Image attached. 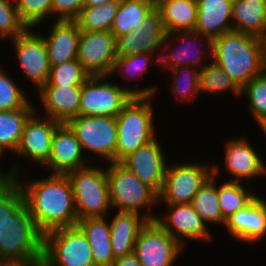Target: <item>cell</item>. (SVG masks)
<instances>
[{
  "label": "cell",
  "instance_id": "obj_35",
  "mask_svg": "<svg viewBox=\"0 0 266 266\" xmlns=\"http://www.w3.org/2000/svg\"><path fill=\"white\" fill-rule=\"evenodd\" d=\"M241 95L248 99V109L263 129L266 126V70L259 76L253 77L241 89Z\"/></svg>",
  "mask_w": 266,
  "mask_h": 266
},
{
  "label": "cell",
  "instance_id": "obj_51",
  "mask_svg": "<svg viewBox=\"0 0 266 266\" xmlns=\"http://www.w3.org/2000/svg\"><path fill=\"white\" fill-rule=\"evenodd\" d=\"M262 130H263V132H264V134L266 136V126Z\"/></svg>",
  "mask_w": 266,
  "mask_h": 266
},
{
  "label": "cell",
  "instance_id": "obj_10",
  "mask_svg": "<svg viewBox=\"0 0 266 266\" xmlns=\"http://www.w3.org/2000/svg\"><path fill=\"white\" fill-rule=\"evenodd\" d=\"M178 163L167 166L158 205L191 203L200 187L213 175L209 164Z\"/></svg>",
  "mask_w": 266,
  "mask_h": 266
},
{
  "label": "cell",
  "instance_id": "obj_45",
  "mask_svg": "<svg viewBox=\"0 0 266 266\" xmlns=\"http://www.w3.org/2000/svg\"><path fill=\"white\" fill-rule=\"evenodd\" d=\"M3 155V152L0 150V157ZM14 167H12V169L10 168L8 170V172L6 173H2L1 170H0V183H4V182H7V181H10L14 178H20L19 173L20 172V168L22 169V167H19L21 166L19 163L18 164H14L13 165Z\"/></svg>",
  "mask_w": 266,
  "mask_h": 266
},
{
  "label": "cell",
  "instance_id": "obj_36",
  "mask_svg": "<svg viewBox=\"0 0 266 266\" xmlns=\"http://www.w3.org/2000/svg\"><path fill=\"white\" fill-rule=\"evenodd\" d=\"M172 92L179 101H198L200 70L191 66H183L173 69ZM180 97V98H179Z\"/></svg>",
  "mask_w": 266,
  "mask_h": 266
},
{
  "label": "cell",
  "instance_id": "obj_6",
  "mask_svg": "<svg viewBox=\"0 0 266 266\" xmlns=\"http://www.w3.org/2000/svg\"><path fill=\"white\" fill-rule=\"evenodd\" d=\"M71 181L78 221L105 217L110 210L107 168L86 166L67 174Z\"/></svg>",
  "mask_w": 266,
  "mask_h": 266
},
{
  "label": "cell",
  "instance_id": "obj_38",
  "mask_svg": "<svg viewBox=\"0 0 266 266\" xmlns=\"http://www.w3.org/2000/svg\"><path fill=\"white\" fill-rule=\"evenodd\" d=\"M89 75L77 59L51 66L49 78L43 86H82Z\"/></svg>",
  "mask_w": 266,
  "mask_h": 266
},
{
  "label": "cell",
  "instance_id": "obj_39",
  "mask_svg": "<svg viewBox=\"0 0 266 266\" xmlns=\"http://www.w3.org/2000/svg\"><path fill=\"white\" fill-rule=\"evenodd\" d=\"M53 0H15L17 14L26 28L40 25L48 15L51 16Z\"/></svg>",
  "mask_w": 266,
  "mask_h": 266
},
{
  "label": "cell",
  "instance_id": "obj_30",
  "mask_svg": "<svg viewBox=\"0 0 266 266\" xmlns=\"http://www.w3.org/2000/svg\"><path fill=\"white\" fill-rule=\"evenodd\" d=\"M37 108H22L19 110L0 111V150L16 152L29 117Z\"/></svg>",
  "mask_w": 266,
  "mask_h": 266
},
{
  "label": "cell",
  "instance_id": "obj_21",
  "mask_svg": "<svg viewBox=\"0 0 266 266\" xmlns=\"http://www.w3.org/2000/svg\"><path fill=\"white\" fill-rule=\"evenodd\" d=\"M142 215L135 212L116 211L109 223L110 242L114 259L134 253V246L141 228L147 221H155L156 215L152 211H142Z\"/></svg>",
  "mask_w": 266,
  "mask_h": 266
},
{
  "label": "cell",
  "instance_id": "obj_7",
  "mask_svg": "<svg viewBox=\"0 0 266 266\" xmlns=\"http://www.w3.org/2000/svg\"><path fill=\"white\" fill-rule=\"evenodd\" d=\"M107 178L111 207L117 211L141 215L144 208L158 204V196L120 162L110 164Z\"/></svg>",
  "mask_w": 266,
  "mask_h": 266
},
{
  "label": "cell",
  "instance_id": "obj_5",
  "mask_svg": "<svg viewBox=\"0 0 266 266\" xmlns=\"http://www.w3.org/2000/svg\"><path fill=\"white\" fill-rule=\"evenodd\" d=\"M154 97H132L115 117L117 123V143L115 162H121L137 149L156 138L154 110L151 99Z\"/></svg>",
  "mask_w": 266,
  "mask_h": 266
},
{
  "label": "cell",
  "instance_id": "obj_33",
  "mask_svg": "<svg viewBox=\"0 0 266 266\" xmlns=\"http://www.w3.org/2000/svg\"><path fill=\"white\" fill-rule=\"evenodd\" d=\"M241 182L225 181L221 186H217L218 201L222 217L226 220L238 210L247 206L256 195Z\"/></svg>",
  "mask_w": 266,
  "mask_h": 266
},
{
  "label": "cell",
  "instance_id": "obj_40",
  "mask_svg": "<svg viewBox=\"0 0 266 266\" xmlns=\"http://www.w3.org/2000/svg\"><path fill=\"white\" fill-rule=\"evenodd\" d=\"M152 58L153 55H151V53H138L130 56H117L110 73V78L112 75V77H114L117 72H121L120 74L124 76V79H127V82L134 76L136 77V80H139L142 75L148 73L147 67H149V62L152 61L153 63V60L155 59Z\"/></svg>",
  "mask_w": 266,
  "mask_h": 266
},
{
  "label": "cell",
  "instance_id": "obj_42",
  "mask_svg": "<svg viewBox=\"0 0 266 266\" xmlns=\"http://www.w3.org/2000/svg\"><path fill=\"white\" fill-rule=\"evenodd\" d=\"M25 29L18 17L15 0H0V38L14 39Z\"/></svg>",
  "mask_w": 266,
  "mask_h": 266
},
{
  "label": "cell",
  "instance_id": "obj_47",
  "mask_svg": "<svg viewBox=\"0 0 266 266\" xmlns=\"http://www.w3.org/2000/svg\"><path fill=\"white\" fill-rule=\"evenodd\" d=\"M121 0H84V6H97L107 2H114Z\"/></svg>",
  "mask_w": 266,
  "mask_h": 266
},
{
  "label": "cell",
  "instance_id": "obj_44",
  "mask_svg": "<svg viewBox=\"0 0 266 266\" xmlns=\"http://www.w3.org/2000/svg\"><path fill=\"white\" fill-rule=\"evenodd\" d=\"M171 37H170V34H166V37L164 39V42L161 43L160 45H158L152 52H151V55H155L156 54V60L158 62V65H162L161 67H165L169 69V71H172L173 70V67H172V63L170 61V53H169V48L167 46V44H172L171 41H173L174 39L170 40ZM162 50V52L160 54L159 51ZM158 52V53H157ZM168 65V66H167Z\"/></svg>",
  "mask_w": 266,
  "mask_h": 266
},
{
  "label": "cell",
  "instance_id": "obj_46",
  "mask_svg": "<svg viewBox=\"0 0 266 266\" xmlns=\"http://www.w3.org/2000/svg\"><path fill=\"white\" fill-rule=\"evenodd\" d=\"M112 266H142L137 256L132 253L121 258L115 259Z\"/></svg>",
  "mask_w": 266,
  "mask_h": 266
},
{
  "label": "cell",
  "instance_id": "obj_48",
  "mask_svg": "<svg viewBox=\"0 0 266 266\" xmlns=\"http://www.w3.org/2000/svg\"><path fill=\"white\" fill-rule=\"evenodd\" d=\"M28 266H51L46 260L43 258L31 262Z\"/></svg>",
  "mask_w": 266,
  "mask_h": 266
},
{
  "label": "cell",
  "instance_id": "obj_16",
  "mask_svg": "<svg viewBox=\"0 0 266 266\" xmlns=\"http://www.w3.org/2000/svg\"><path fill=\"white\" fill-rule=\"evenodd\" d=\"M166 207L169 212L164 213L162 218L157 215L156 222L181 245L186 246L184 238L197 241L211 240L210 228L193 209L191 203L166 205Z\"/></svg>",
  "mask_w": 266,
  "mask_h": 266
},
{
  "label": "cell",
  "instance_id": "obj_27",
  "mask_svg": "<svg viewBox=\"0 0 266 266\" xmlns=\"http://www.w3.org/2000/svg\"><path fill=\"white\" fill-rule=\"evenodd\" d=\"M106 217L86 218L76 226L84 233L92 250L95 266H112L114 256L110 242V226Z\"/></svg>",
  "mask_w": 266,
  "mask_h": 266
},
{
  "label": "cell",
  "instance_id": "obj_1",
  "mask_svg": "<svg viewBox=\"0 0 266 266\" xmlns=\"http://www.w3.org/2000/svg\"><path fill=\"white\" fill-rule=\"evenodd\" d=\"M16 179L30 215L43 235L54 229L76 226L73 189L67 175L50 174L30 182Z\"/></svg>",
  "mask_w": 266,
  "mask_h": 266
},
{
  "label": "cell",
  "instance_id": "obj_23",
  "mask_svg": "<svg viewBox=\"0 0 266 266\" xmlns=\"http://www.w3.org/2000/svg\"><path fill=\"white\" fill-rule=\"evenodd\" d=\"M81 30L76 21H55L44 42L50 67L77 59Z\"/></svg>",
  "mask_w": 266,
  "mask_h": 266
},
{
  "label": "cell",
  "instance_id": "obj_2",
  "mask_svg": "<svg viewBox=\"0 0 266 266\" xmlns=\"http://www.w3.org/2000/svg\"><path fill=\"white\" fill-rule=\"evenodd\" d=\"M242 89L266 70V40L251 34L230 31L213 39V58Z\"/></svg>",
  "mask_w": 266,
  "mask_h": 266
},
{
  "label": "cell",
  "instance_id": "obj_32",
  "mask_svg": "<svg viewBox=\"0 0 266 266\" xmlns=\"http://www.w3.org/2000/svg\"><path fill=\"white\" fill-rule=\"evenodd\" d=\"M120 1L84 6L75 20L81 31H111Z\"/></svg>",
  "mask_w": 266,
  "mask_h": 266
},
{
  "label": "cell",
  "instance_id": "obj_19",
  "mask_svg": "<svg viewBox=\"0 0 266 266\" xmlns=\"http://www.w3.org/2000/svg\"><path fill=\"white\" fill-rule=\"evenodd\" d=\"M166 31L159 10L154 8L138 28L116 39L117 56L151 53L164 42Z\"/></svg>",
  "mask_w": 266,
  "mask_h": 266
},
{
  "label": "cell",
  "instance_id": "obj_34",
  "mask_svg": "<svg viewBox=\"0 0 266 266\" xmlns=\"http://www.w3.org/2000/svg\"><path fill=\"white\" fill-rule=\"evenodd\" d=\"M211 61V63L207 64L206 67L200 71L199 91L207 92L212 95L231 91L235 96L239 97L241 95V89L235 84L227 72L213 60Z\"/></svg>",
  "mask_w": 266,
  "mask_h": 266
},
{
  "label": "cell",
  "instance_id": "obj_41",
  "mask_svg": "<svg viewBox=\"0 0 266 266\" xmlns=\"http://www.w3.org/2000/svg\"><path fill=\"white\" fill-rule=\"evenodd\" d=\"M25 204L17 179L0 183V227Z\"/></svg>",
  "mask_w": 266,
  "mask_h": 266
},
{
  "label": "cell",
  "instance_id": "obj_22",
  "mask_svg": "<svg viewBox=\"0 0 266 266\" xmlns=\"http://www.w3.org/2000/svg\"><path fill=\"white\" fill-rule=\"evenodd\" d=\"M38 91L45 117L63 124L79 116L81 86H42Z\"/></svg>",
  "mask_w": 266,
  "mask_h": 266
},
{
  "label": "cell",
  "instance_id": "obj_26",
  "mask_svg": "<svg viewBox=\"0 0 266 266\" xmlns=\"http://www.w3.org/2000/svg\"><path fill=\"white\" fill-rule=\"evenodd\" d=\"M231 22L232 31L266 40V0H234Z\"/></svg>",
  "mask_w": 266,
  "mask_h": 266
},
{
  "label": "cell",
  "instance_id": "obj_15",
  "mask_svg": "<svg viewBox=\"0 0 266 266\" xmlns=\"http://www.w3.org/2000/svg\"><path fill=\"white\" fill-rule=\"evenodd\" d=\"M37 113L38 111H35L27 120L15 153L43 167L50 159L52 139L61 123L49 117L42 118Z\"/></svg>",
  "mask_w": 266,
  "mask_h": 266
},
{
  "label": "cell",
  "instance_id": "obj_11",
  "mask_svg": "<svg viewBox=\"0 0 266 266\" xmlns=\"http://www.w3.org/2000/svg\"><path fill=\"white\" fill-rule=\"evenodd\" d=\"M183 248L155 220L147 221L139 231L134 254L142 266H173Z\"/></svg>",
  "mask_w": 266,
  "mask_h": 266
},
{
  "label": "cell",
  "instance_id": "obj_13",
  "mask_svg": "<svg viewBox=\"0 0 266 266\" xmlns=\"http://www.w3.org/2000/svg\"><path fill=\"white\" fill-rule=\"evenodd\" d=\"M26 28L19 36L12 39L17 61L25 77L39 90L49 78L50 64L44 35L36 34ZM33 31V32H32Z\"/></svg>",
  "mask_w": 266,
  "mask_h": 266
},
{
  "label": "cell",
  "instance_id": "obj_28",
  "mask_svg": "<svg viewBox=\"0 0 266 266\" xmlns=\"http://www.w3.org/2000/svg\"><path fill=\"white\" fill-rule=\"evenodd\" d=\"M159 10L166 34L194 31L197 24V0H169L160 4Z\"/></svg>",
  "mask_w": 266,
  "mask_h": 266
},
{
  "label": "cell",
  "instance_id": "obj_9",
  "mask_svg": "<svg viewBox=\"0 0 266 266\" xmlns=\"http://www.w3.org/2000/svg\"><path fill=\"white\" fill-rule=\"evenodd\" d=\"M66 124L75 133L84 155L90 151L101 156L108 164L115 162L117 143L115 117L79 115Z\"/></svg>",
  "mask_w": 266,
  "mask_h": 266
},
{
  "label": "cell",
  "instance_id": "obj_24",
  "mask_svg": "<svg viewBox=\"0 0 266 266\" xmlns=\"http://www.w3.org/2000/svg\"><path fill=\"white\" fill-rule=\"evenodd\" d=\"M234 0H197L198 14L194 31L215 39L232 31Z\"/></svg>",
  "mask_w": 266,
  "mask_h": 266
},
{
  "label": "cell",
  "instance_id": "obj_3",
  "mask_svg": "<svg viewBox=\"0 0 266 266\" xmlns=\"http://www.w3.org/2000/svg\"><path fill=\"white\" fill-rule=\"evenodd\" d=\"M43 257V234L24 204L0 227V263L28 266Z\"/></svg>",
  "mask_w": 266,
  "mask_h": 266
},
{
  "label": "cell",
  "instance_id": "obj_29",
  "mask_svg": "<svg viewBox=\"0 0 266 266\" xmlns=\"http://www.w3.org/2000/svg\"><path fill=\"white\" fill-rule=\"evenodd\" d=\"M213 175L204 182L199 191L193 197L191 202L193 209L206 222L215 224H225L222 217L221 209L218 201L216 177L220 174L218 164L213 165Z\"/></svg>",
  "mask_w": 266,
  "mask_h": 266
},
{
  "label": "cell",
  "instance_id": "obj_43",
  "mask_svg": "<svg viewBox=\"0 0 266 266\" xmlns=\"http://www.w3.org/2000/svg\"><path fill=\"white\" fill-rule=\"evenodd\" d=\"M84 8V0H53L51 16H55L58 21H75Z\"/></svg>",
  "mask_w": 266,
  "mask_h": 266
},
{
  "label": "cell",
  "instance_id": "obj_14",
  "mask_svg": "<svg viewBox=\"0 0 266 266\" xmlns=\"http://www.w3.org/2000/svg\"><path fill=\"white\" fill-rule=\"evenodd\" d=\"M164 152L163 147L155 138L125 157L120 163L159 196L168 166Z\"/></svg>",
  "mask_w": 266,
  "mask_h": 266
},
{
  "label": "cell",
  "instance_id": "obj_25",
  "mask_svg": "<svg viewBox=\"0 0 266 266\" xmlns=\"http://www.w3.org/2000/svg\"><path fill=\"white\" fill-rule=\"evenodd\" d=\"M170 37L172 38L176 37V40L180 41L179 44L181 42L183 43L182 47L180 46V48L177 49L173 47L174 45H169V44L167 45L168 48H171L169 49V53L173 69L183 66H191V67L194 66L195 69L201 71L207 65L205 64V62L203 63L204 65L201 64L202 59L204 60L205 58L208 57H210L211 59L213 58V39L211 37L203 36L202 34L196 31H178L170 33ZM202 40L203 42L205 40V42L207 43L206 46H204V49L197 47L200 45ZM205 48L207 49L205 50ZM193 49L196 51L195 53L198 55L196 54H195L196 56L190 55L194 51Z\"/></svg>",
  "mask_w": 266,
  "mask_h": 266
},
{
  "label": "cell",
  "instance_id": "obj_49",
  "mask_svg": "<svg viewBox=\"0 0 266 266\" xmlns=\"http://www.w3.org/2000/svg\"><path fill=\"white\" fill-rule=\"evenodd\" d=\"M152 5L154 6V8H157L160 4L169 1V0H149Z\"/></svg>",
  "mask_w": 266,
  "mask_h": 266
},
{
  "label": "cell",
  "instance_id": "obj_20",
  "mask_svg": "<svg viewBox=\"0 0 266 266\" xmlns=\"http://www.w3.org/2000/svg\"><path fill=\"white\" fill-rule=\"evenodd\" d=\"M226 230L244 243H257L266 237V201L256 196L247 206L226 219Z\"/></svg>",
  "mask_w": 266,
  "mask_h": 266
},
{
  "label": "cell",
  "instance_id": "obj_4",
  "mask_svg": "<svg viewBox=\"0 0 266 266\" xmlns=\"http://www.w3.org/2000/svg\"><path fill=\"white\" fill-rule=\"evenodd\" d=\"M110 76H89L81 86L79 115L116 117L132 97H153L157 87L130 89L108 82ZM128 87V88H127Z\"/></svg>",
  "mask_w": 266,
  "mask_h": 266
},
{
  "label": "cell",
  "instance_id": "obj_50",
  "mask_svg": "<svg viewBox=\"0 0 266 266\" xmlns=\"http://www.w3.org/2000/svg\"><path fill=\"white\" fill-rule=\"evenodd\" d=\"M0 266H23V265H20V264L0 263Z\"/></svg>",
  "mask_w": 266,
  "mask_h": 266
},
{
  "label": "cell",
  "instance_id": "obj_12",
  "mask_svg": "<svg viewBox=\"0 0 266 266\" xmlns=\"http://www.w3.org/2000/svg\"><path fill=\"white\" fill-rule=\"evenodd\" d=\"M111 31H81L77 60L89 76H110L117 57Z\"/></svg>",
  "mask_w": 266,
  "mask_h": 266
},
{
  "label": "cell",
  "instance_id": "obj_8",
  "mask_svg": "<svg viewBox=\"0 0 266 266\" xmlns=\"http://www.w3.org/2000/svg\"><path fill=\"white\" fill-rule=\"evenodd\" d=\"M42 258L51 266H95L91 246L77 226L44 234Z\"/></svg>",
  "mask_w": 266,
  "mask_h": 266
},
{
  "label": "cell",
  "instance_id": "obj_17",
  "mask_svg": "<svg viewBox=\"0 0 266 266\" xmlns=\"http://www.w3.org/2000/svg\"><path fill=\"white\" fill-rule=\"evenodd\" d=\"M86 157L75 133L66 124H60L52 139L50 159L44 165L51 174L67 175L77 169L84 168Z\"/></svg>",
  "mask_w": 266,
  "mask_h": 266
},
{
  "label": "cell",
  "instance_id": "obj_31",
  "mask_svg": "<svg viewBox=\"0 0 266 266\" xmlns=\"http://www.w3.org/2000/svg\"><path fill=\"white\" fill-rule=\"evenodd\" d=\"M153 9L149 0H121L111 27L112 34L117 39L134 31Z\"/></svg>",
  "mask_w": 266,
  "mask_h": 266
},
{
  "label": "cell",
  "instance_id": "obj_18",
  "mask_svg": "<svg viewBox=\"0 0 266 266\" xmlns=\"http://www.w3.org/2000/svg\"><path fill=\"white\" fill-rule=\"evenodd\" d=\"M246 137H235L226 142L224 166L234 177L230 182H241L263 177L266 174V164ZM226 149V150H225Z\"/></svg>",
  "mask_w": 266,
  "mask_h": 266
},
{
  "label": "cell",
  "instance_id": "obj_37",
  "mask_svg": "<svg viewBox=\"0 0 266 266\" xmlns=\"http://www.w3.org/2000/svg\"><path fill=\"white\" fill-rule=\"evenodd\" d=\"M12 79L0 65V111L35 108L27 99L23 88L21 89Z\"/></svg>",
  "mask_w": 266,
  "mask_h": 266
}]
</instances>
